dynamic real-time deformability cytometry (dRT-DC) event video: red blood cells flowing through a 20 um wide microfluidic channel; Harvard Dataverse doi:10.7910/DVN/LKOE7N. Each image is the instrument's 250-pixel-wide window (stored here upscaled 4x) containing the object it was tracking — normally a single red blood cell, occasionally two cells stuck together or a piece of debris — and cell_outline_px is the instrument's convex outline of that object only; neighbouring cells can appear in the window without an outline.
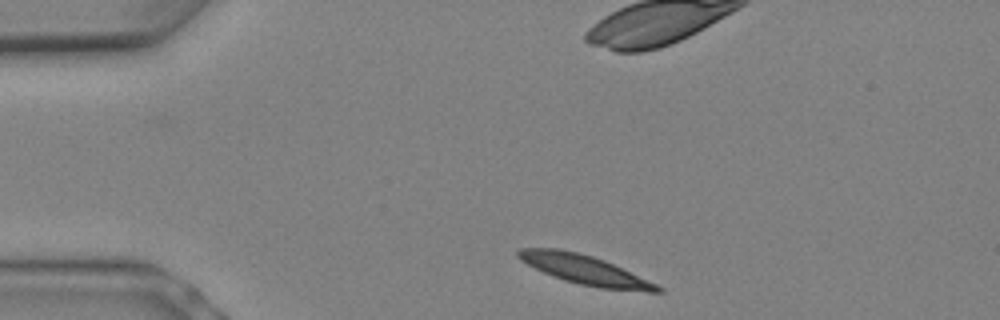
{"species": "Egyptian fruit bat (a non-hibernating species)", "species_latin": "Rousettus aegyptiacus", "temperature_condition": "warm", "stored_images_in_passage": 4, "camera_frame_rate_fps": 3000, "um_per_image_px": 0.085, "animal": {"sex": "female"}, "frame": {"image": 1, "passage_image": 1, "time_ms": 0.0, "image_size_px": [1000, 320], "cell_outline_px": [[664, 292], [648, 292], [600, 288], [580, 284], [564, 280], [552, 276], [520, 260], [516, 256], [516, 252], [520, 248], [560, 248], [592, 256], [604, 260], [656, 284], [664, 288]], "centroid_in_image_um": [49.7, 22.93], "position_along_channel_um": 35.3, "area_um2": 23.52}}